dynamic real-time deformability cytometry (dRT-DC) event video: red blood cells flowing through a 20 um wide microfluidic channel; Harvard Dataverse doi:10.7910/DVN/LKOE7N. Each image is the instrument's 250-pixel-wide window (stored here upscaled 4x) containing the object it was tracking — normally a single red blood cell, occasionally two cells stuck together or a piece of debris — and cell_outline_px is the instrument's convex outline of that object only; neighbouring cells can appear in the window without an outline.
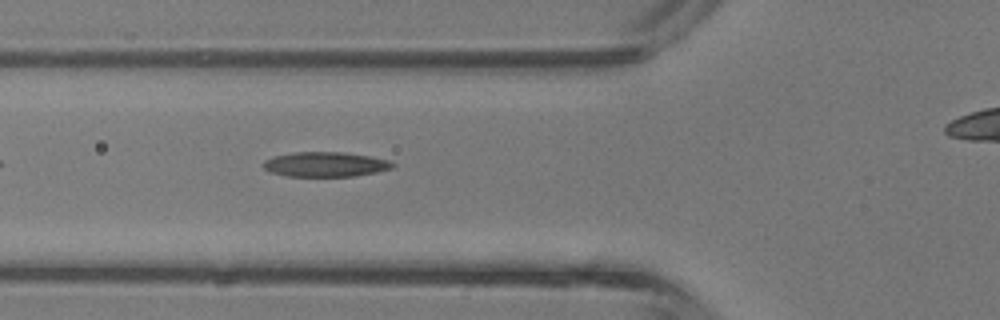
{"species": "common noctule bat (a hibernating species)", "species_latin": "Nyctalus noctula", "temperature_condition": "room temperature", "stored_images_in_passage": 25, "camera_frame_rate_fps": 3000, "um_per_image_px": 0.085, "animal": {"sex": "male", "body_mass_g": 13.3}, "frame": {"image": 1, "passage_image": 3, "time_ms": 0.667, "image_size_px": [1000, 320], "cell_outline_px": [[396, 164], [392, 168], [376, 172], [356, 176], [284, 176], [272, 172], [264, 168], [260, 164], [264, 160], [272, 156], [292, 152], [344, 152], [368, 156], [388, 160]], "centroid_in_image_um": [27.61, 13.96], "position_along_channel_um": 98.2, "area_um2": 18.79}}
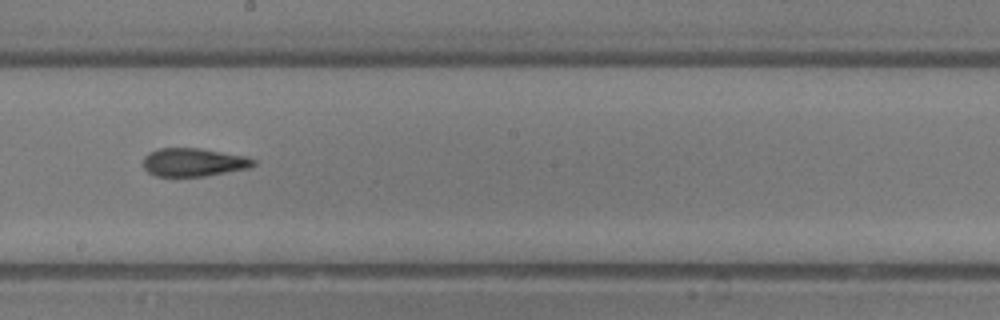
{"frame": {"image": 2, "passage_image": 11, "time_ms": 3.333, "image_size_px": [1000, 320], "cell_outline_px": [[256, 164], [248, 168], [204, 176], [156, 176], [148, 172], [144, 168], [144, 156], [148, 152], [160, 148], [200, 148], [244, 156], [256, 160]], "centroid_in_image_um": [16.43, 13.79], "position_along_channel_um": 231.8, "area_um2": 18.03}}
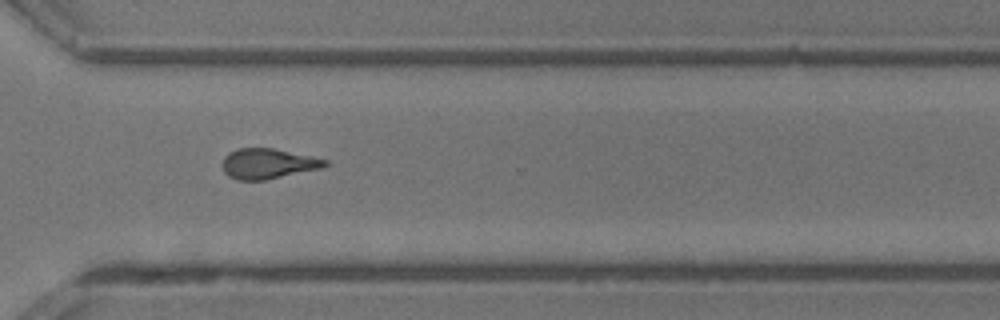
{"frame": {"image": 3, "passage_image": 18, "time_ms": 5.667, "image_size_px": [1000, 320], "cell_outline_px": [[328, 164], [320, 168], [264, 180], [236, 180], [228, 176], [224, 172], [220, 164], [224, 156], [228, 152], [236, 148], [272, 148], [328, 160]], "centroid_in_image_um": [22.68, 13.91], "position_along_channel_um": 347.9, "area_um2": 18.03}, "authors_computed_cell_mechanics": {"area_um2": 18.5538, "velocity_mm_per_s": 4.9806, "shape_relaxation_time_tau1_ms": 5.6174, "shape_relaxation_time_tau2_ms": 2.3225, "deformation_change_tau1": 0.1975, "deformation_change_tau2": 0.1242}}